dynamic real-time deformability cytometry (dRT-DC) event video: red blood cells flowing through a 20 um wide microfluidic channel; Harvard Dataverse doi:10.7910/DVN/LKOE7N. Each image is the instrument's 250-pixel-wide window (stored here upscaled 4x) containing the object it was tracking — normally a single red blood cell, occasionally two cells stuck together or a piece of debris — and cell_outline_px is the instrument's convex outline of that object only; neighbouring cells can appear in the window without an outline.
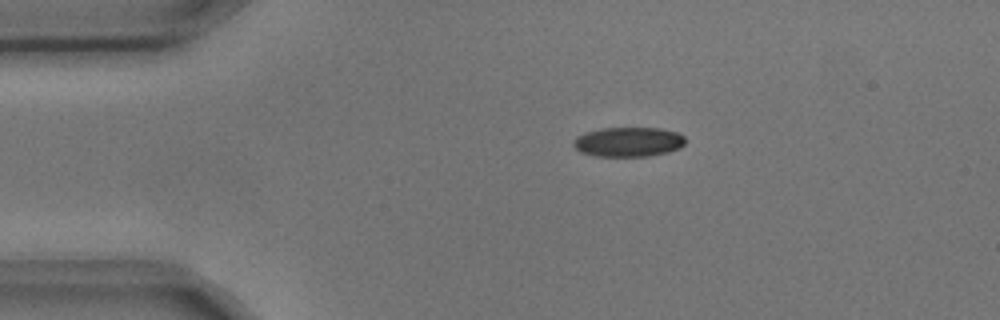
{"species": "common noctule bat (a hibernating species)", "species_latin": "Nyctalus noctula", "temperature_condition": "cold", "stored_images_in_passage": 4, "camera_frame_rate_fps": 3000, "um_per_image_px": 0.085, "animal": {"sex": "male", "body_mass_g": 17.9, "forearm_length_mm": 54.2}, "frame": {"image": 1, "passage_image": 4, "time_ms": 1.0, "image_size_px": [1000, 320], "cell_outline_px": [[684, 144], [680, 148], [668, 152], [648, 156], [596, 156], [580, 152], [572, 144], [576, 136], [584, 132], [600, 128], [660, 128], [676, 132], [684, 136]], "centroid_in_image_um": [53.39, 12.06], "position_along_channel_um": 31.6, "area_um2": 19.36}}